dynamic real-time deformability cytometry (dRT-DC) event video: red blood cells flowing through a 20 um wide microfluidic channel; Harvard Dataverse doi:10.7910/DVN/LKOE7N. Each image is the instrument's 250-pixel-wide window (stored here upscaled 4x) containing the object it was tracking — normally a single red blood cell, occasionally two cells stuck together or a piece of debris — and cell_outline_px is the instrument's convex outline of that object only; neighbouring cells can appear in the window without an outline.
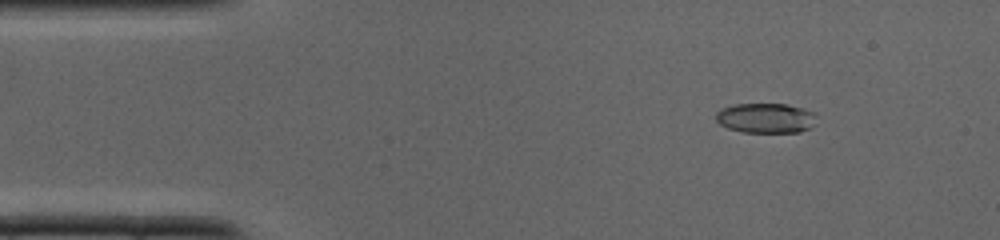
{"species": "common noctule bat (a hibernating species)", "species_latin": "Nyctalus noctula", "temperature_condition": "cold", "stored_images_in_passage": 33, "camera_frame_rate_fps": 3000, "um_per_image_px": 0.085, "animal": {"sex": "male", "body_mass_g": 19.0, "forearm_length_mm": 50.8}, "frame": {"image": 1, "passage_image": 1, "time_ms": 0.0, "image_size_px": [1000, 240], "cell_outline_px": [[816, 116], [812, 128], [800, 132], [744, 132], [728, 128], [720, 124], [716, 120], [716, 112], [720, 108], [736, 104], [788, 104], [804, 108], [816, 112]], "centroid_in_image_um": [65.12, 10.03], "position_along_channel_um": 19.9, "area_um2": 17.74}}
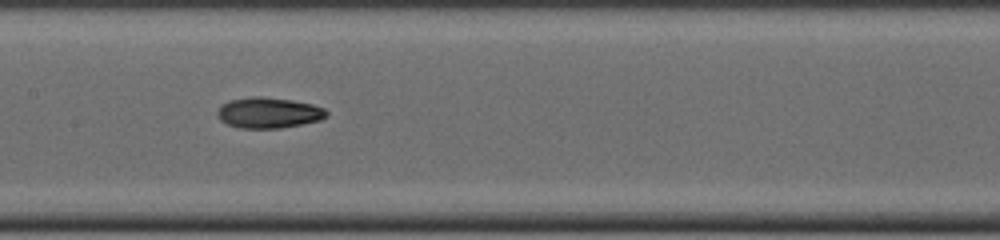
{"frame": {"image": 2, "passage_image": 14, "time_ms": 4.333, "image_size_px": [1000, 240], "cell_outline_px": [[328, 112], [320, 120], [280, 128], [240, 128], [228, 124], [220, 120], [216, 112], [228, 100], [252, 96], [264, 96], [292, 100], [312, 104], [324, 108]], "centroid_in_image_um": [22.81, 9.57], "position_along_channel_um": 184.6, "area_um2": 19.42}}
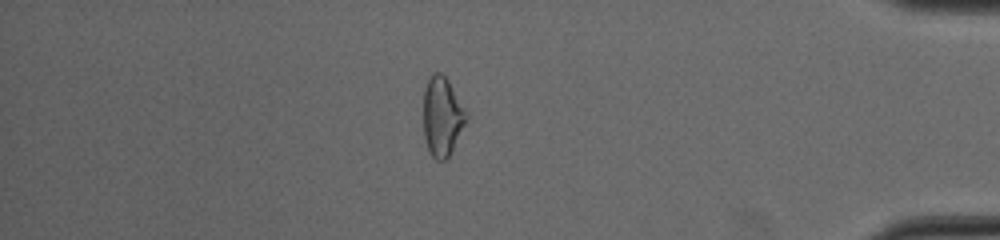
{"frame": {"image": 3, "passage_image": 28, "time_ms": 9.0, "image_size_px": [1000, 240], "cell_outline_px": [[468, 120], [448, 156], [444, 160], [436, 160], [432, 156], [428, 148], [424, 136], [424, 88], [432, 72], [440, 72], [448, 80], [464, 108], [468, 116]], "centroid_in_image_um": [37.58, 9.89], "position_along_channel_um": 397.6, "area_um2": 19.54}}